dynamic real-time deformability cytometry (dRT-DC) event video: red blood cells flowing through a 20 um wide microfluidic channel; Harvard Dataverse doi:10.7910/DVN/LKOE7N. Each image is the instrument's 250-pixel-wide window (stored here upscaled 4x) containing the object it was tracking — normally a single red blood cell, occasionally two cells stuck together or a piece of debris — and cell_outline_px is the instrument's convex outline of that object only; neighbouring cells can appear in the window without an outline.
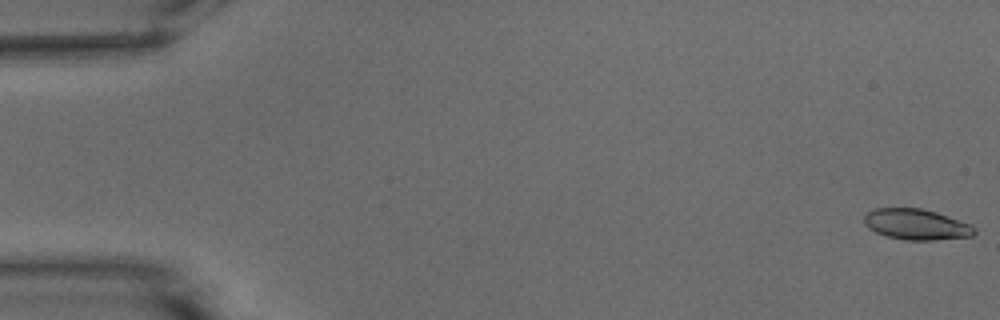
{"species": "common noctule bat (a hibernating species)", "species_latin": "Nyctalus noctula", "temperature_condition": "warm", "stored_images_in_passage": 54, "camera_frame_rate_fps": 3000, "um_per_image_px": 0.085, "animal": {"sex": "male", "body_mass_g": 15.6}, "frame": {"image": 1, "passage_image": 1, "time_ms": 0.0, "image_size_px": [1000, 320], "cell_outline_px": [[976, 232], [972, 236], [932, 240], [904, 240], [888, 236], [876, 232], [868, 228], [864, 224], [864, 216], [868, 212], [876, 208], [920, 208], [936, 212], [972, 224], [976, 228]], "centroid_in_image_um": [77.9, 19.07], "position_along_channel_um": 7.1, "area_um2": 19.77}}
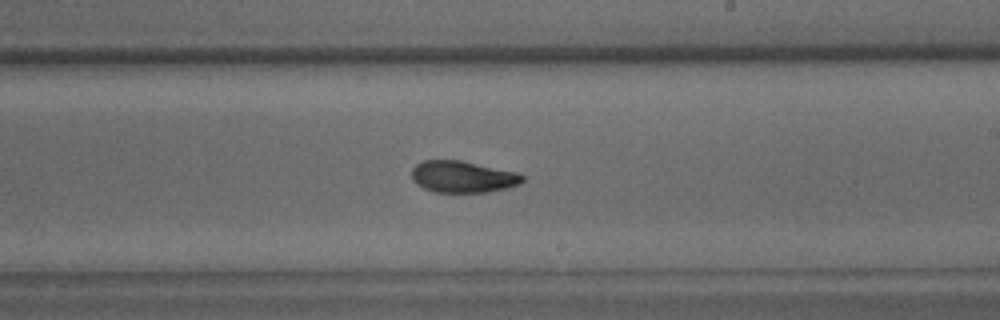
{"frame": {"image": 2, "passage_image": 32, "time_ms": 10.333, "image_size_px": [1000, 320], "cell_outline_px": [[524, 180], [520, 184], [508, 188], [488, 192], [436, 192], [424, 188], [416, 184], [412, 180], [412, 168], [416, 164], [424, 160], [460, 160], [516, 172], [524, 176]], "centroid_in_image_um": [39.33, 15.03], "position_along_channel_um": 249.7, "area_um2": 20.46}}
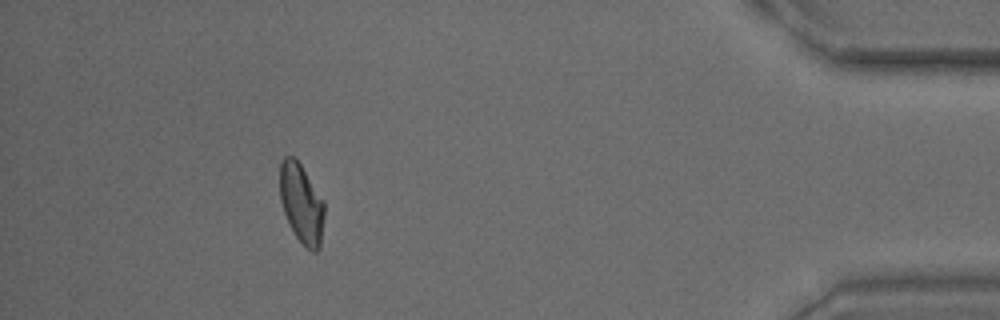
{"frame": {"image": 3, "passage_image": 49, "time_ms": 16.0, "image_size_px": [1000, 320], "cell_outline_px": [[324, 216], [320, 248], [316, 252], [312, 252], [296, 236], [284, 212], [280, 200], [280, 164], [284, 156], [296, 156], [324, 200]], "centroid_in_image_um": [25.64, 17.25], "position_along_channel_um": 409.6, "area_um2": 20.63}, "authors_computed_cell_mechanics": {"area_um2": 20.6924, "velocity_mm_per_s": 3.781, "shape_relaxation_time_tau1_ms": 7.025, "shape_relaxation_time_tau2_ms": 3.6618, "deformation_change_tau1": 0.2192, "deformation_change_tau2": 0.0681}}